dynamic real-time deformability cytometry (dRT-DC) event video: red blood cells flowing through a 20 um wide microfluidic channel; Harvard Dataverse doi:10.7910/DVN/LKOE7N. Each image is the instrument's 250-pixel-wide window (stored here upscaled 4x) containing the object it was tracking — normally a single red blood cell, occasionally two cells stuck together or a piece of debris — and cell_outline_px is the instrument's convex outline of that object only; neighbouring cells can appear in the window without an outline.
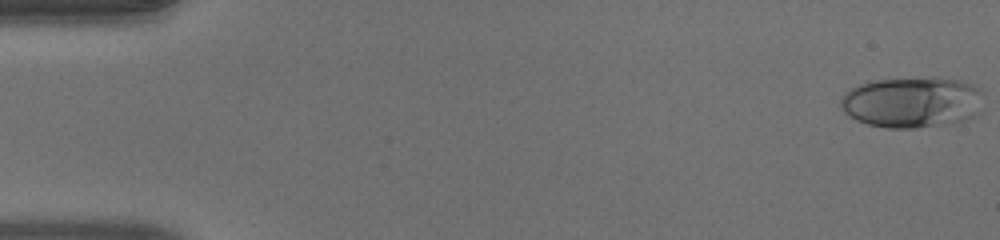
{"species": "human", "species_latin": "Homo sapiens", "temperature_condition": "warm", "stored_images_in_passage": 51, "camera_frame_rate_fps": 3000, "um_per_image_px": 0.085, "donor": {"sex": "male"}, "frame": {"image": 1, "passage_image": 1, "time_ms": 0.0, "image_size_px": [1000, 240], "cell_outline_px": [[984, 96], [976, 116], [952, 124], [916, 128], [888, 128], [868, 124], [856, 120], [844, 112], [840, 108], [840, 96], [848, 88], [868, 80], [932, 76], [960, 80], [972, 84], [980, 88], [984, 92]], "centroid_in_image_um": [77.52, 8.66], "position_along_channel_um": 7.5, "area_um2": 43.64}}
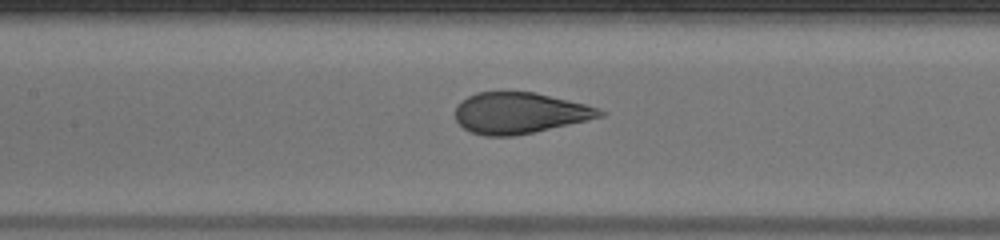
{"frame": {"image": 2, "passage_image": 24, "time_ms": 7.667, "image_size_px": [1000, 240], "cell_outline_px": [[608, 112], [604, 116], [588, 120], [516, 136], [484, 136], [472, 132], [464, 128], [456, 120], [456, 104], [468, 96], [476, 92], [536, 92], [600, 108]], "centroid_in_image_um": [44.18, 9.61], "position_along_channel_um": 163.2, "area_um2": 34.68}}
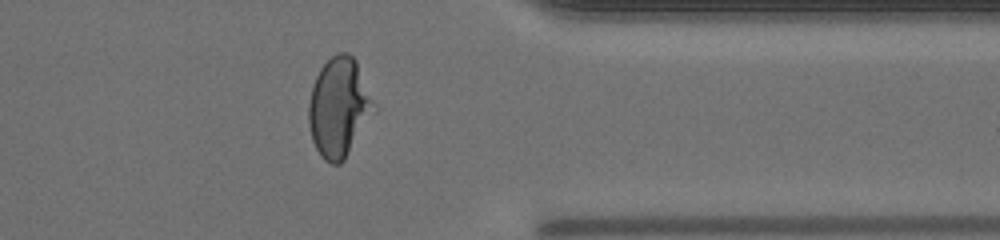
{"frame": {"image": 3, "passage_image": 41, "time_ms": 13.333, "image_size_px": [1000, 240], "cell_outline_px": [[376, 112], [344, 160], [340, 164], [332, 164], [324, 160], [320, 156], [312, 140], [308, 124], [308, 104], [312, 84], [320, 68], [336, 52], [348, 52], [356, 60], [376, 108]], "centroid_in_image_um": [28.8, 9.14], "position_along_channel_um": 382.6, "area_um2": 37.97}, "authors_computed_cell_mechanics": {"area_um2": 36.6452, "velocity_mm_per_s": 4.0479, "shape_relaxation_time_tau1_ms": 6.2241, "shape_relaxation_time_tau2_ms": null, "deformation_change_tau1": 0.2543, "deformation_change_tau2": null}}